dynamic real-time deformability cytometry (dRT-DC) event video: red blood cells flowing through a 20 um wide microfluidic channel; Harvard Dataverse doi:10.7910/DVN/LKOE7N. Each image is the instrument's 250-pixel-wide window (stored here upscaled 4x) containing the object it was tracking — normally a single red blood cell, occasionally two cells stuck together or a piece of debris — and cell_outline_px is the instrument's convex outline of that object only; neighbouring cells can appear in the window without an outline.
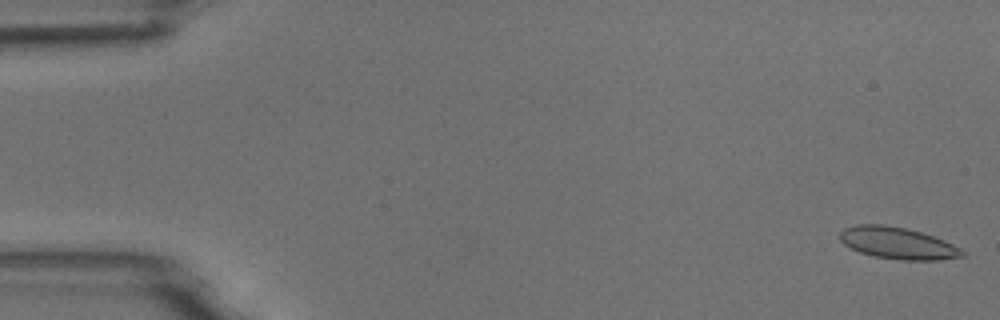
{"species": "common noctule bat (a hibernating species)", "species_latin": "Nyctalus noctula", "temperature_condition": "room temperature", "stored_images_in_passage": 5, "camera_frame_rate_fps": 3000, "um_per_image_px": 0.085, "animal": {"sex": "male", "body_mass_g": 18.8}, "frame": {"image": 1, "passage_image": 1, "time_ms": 0.0, "image_size_px": [1000, 320], "cell_outline_px": [[968, 256], [940, 260], [900, 260], [872, 256], [860, 252], [844, 244], [840, 240], [840, 232], [844, 228], [856, 224], [880, 224], [904, 228], [920, 232], [944, 240], [968, 252]], "centroid_in_image_um": [76.34, 20.68], "position_along_channel_um": 8.7, "area_um2": 22.77}}
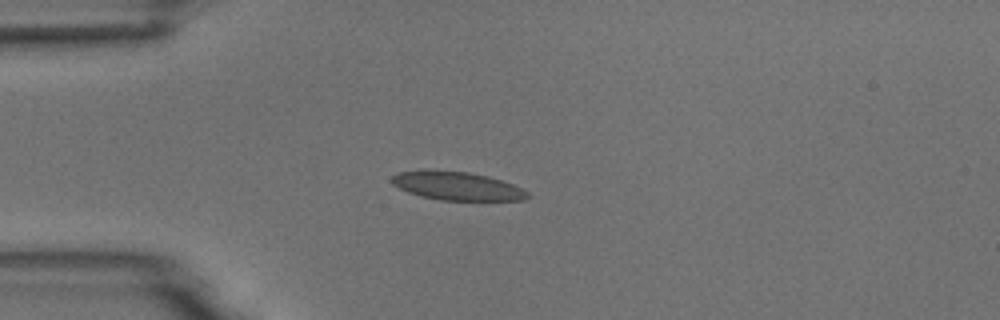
{"frame": {"image": 2, "passage_image": 5, "time_ms": 4.333, "image_size_px": [1000, 320], "cell_outline_px": [[528, 196], [524, 200], [440, 200], [420, 196], [408, 192], [392, 184], [388, 180], [396, 172], [468, 172], [488, 176], [512, 184], [528, 192]], "centroid_in_image_um": [38.84, 15.84], "position_along_channel_um": 46.2, "area_um2": 21.79}}